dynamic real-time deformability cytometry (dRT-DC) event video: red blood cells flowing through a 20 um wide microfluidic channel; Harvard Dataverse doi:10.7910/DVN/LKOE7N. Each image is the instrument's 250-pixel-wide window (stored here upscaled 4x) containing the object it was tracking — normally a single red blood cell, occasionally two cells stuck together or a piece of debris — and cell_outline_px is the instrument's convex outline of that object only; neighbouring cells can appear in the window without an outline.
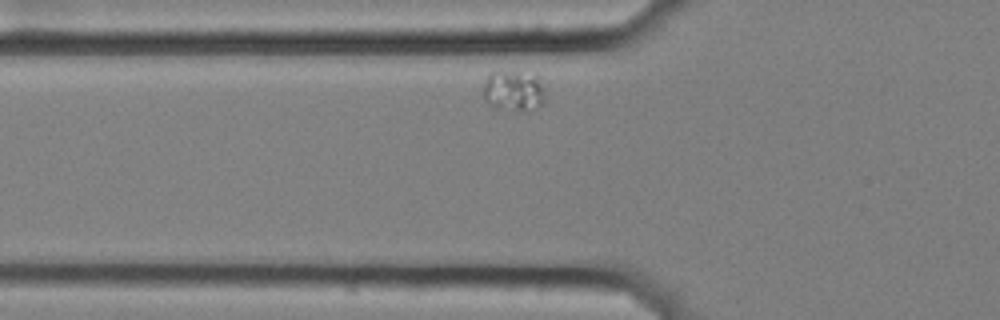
{"species": "common noctule bat (a hibernating species)", "species_latin": "Nyctalus noctula", "temperature_condition": "cold", "stored_images_in_passage": 39, "camera_frame_rate_fps": 3000, "um_per_image_px": 0.085, "animal": {"sex": "female", "body_mass_g": 25.1}, "frame": {"image": 1, "passage_image": 9, "time_ms": 2.667, "image_size_px": [1000, 320], "cell_outline_px": [[544, 104], [528, 112], [496, 108], [488, 104], [484, 100], [480, 92], [484, 80], [492, 72], [520, 68], [536, 72], [544, 88]], "centroid_in_image_um": [43.66, 7.66], "position_along_channel_um": 82.1, "area_um2": 16.01}}
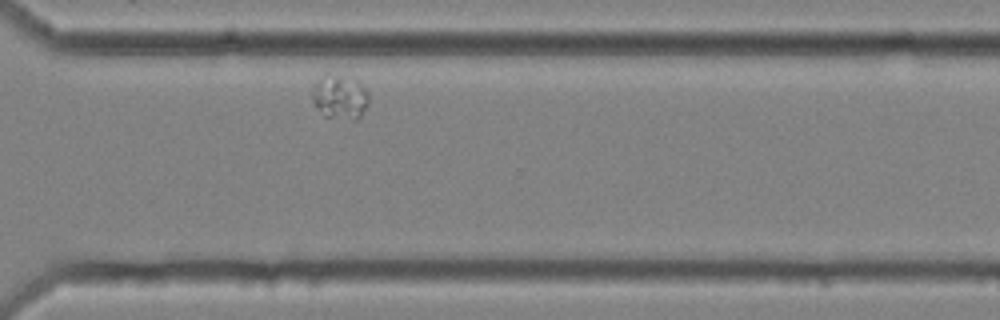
{"frame": {"image": 2, "passage_image": 35, "time_ms": 11.333, "image_size_px": [1000, 320], "cell_outline_px": [[368, 104], [360, 116], [356, 120], [352, 120], [324, 116], [316, 108], [312, 100], [312, 88], [320, 80], [332, 76], [352, 76], [368, 88]], "centroid_in_image_um": [28.94, 8.28], "position_along_channel_um": 341.7, "area_um2": 14.51}}
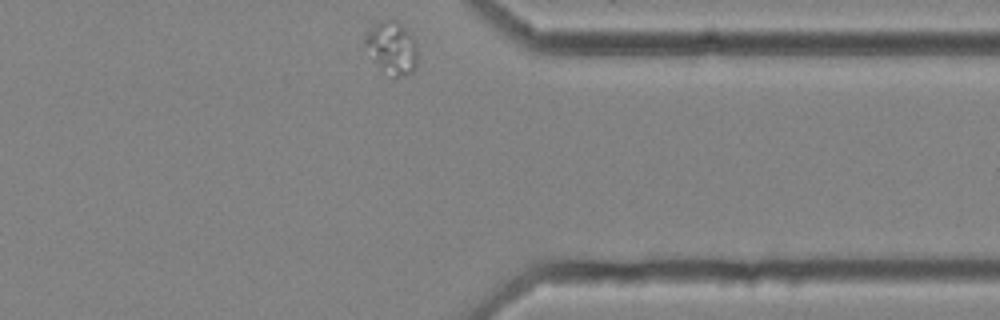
{"frame": {"image": 3, "passage_image": 39, "time_ms": 12.667, "image_size_px": [1000, 320], "cell_outline_px": [[416, 68], [412, 72], [404, 76], [392, 76], [376, 60], [364, 44], [364, 36], [376, 24], [384, 20], [396, 20], [412, 36], [416, 44]], "centroid_in_image_um": [33.34, 4.04], "position_along_channel_um": 378.1, "area_um2": 15.26}}